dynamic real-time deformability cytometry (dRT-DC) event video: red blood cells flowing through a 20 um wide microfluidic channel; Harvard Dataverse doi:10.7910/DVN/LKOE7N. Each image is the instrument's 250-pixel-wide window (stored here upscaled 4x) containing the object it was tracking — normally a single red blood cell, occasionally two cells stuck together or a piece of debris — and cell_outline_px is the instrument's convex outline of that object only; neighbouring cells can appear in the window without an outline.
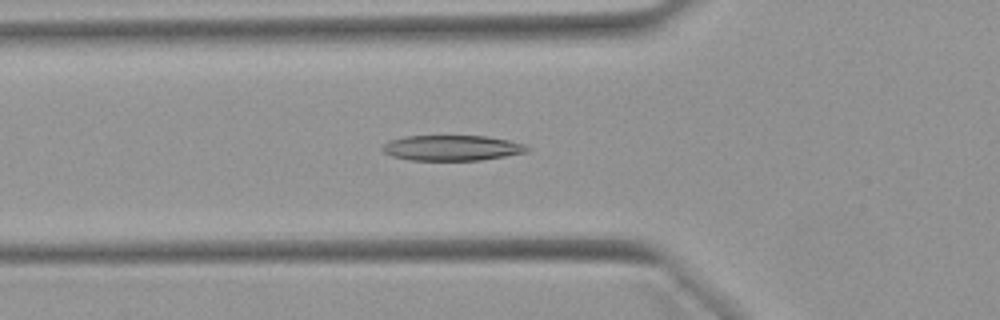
{"species": "Egyptian fruit bat (a non-hibernating species)", "species_latin": "Rousettus aegyptiacus", "temperature_condition": "warm", "stored_images_in_passage": 52, "camera_frame_rate_fps": 3000, "um_per_image_px": 0.085, "animal": {"sex": "female"}, "frame": {"image": 1, "passage_image": 18, "time_ms": 5.667, "image_size_px": [1000, 320], "cell_outline_px": [[532, 148], [528, 152], [480, 160], [408, 160], [392, 156], [384, 152], [380, 148], [388, 140], [404, 136], [484, 136], [508, 140], [524, 144]], "centroid_in_image_um": [38.4, 12.57], "position_along_channel_um": 87.4, "area_um2": 21.5}}
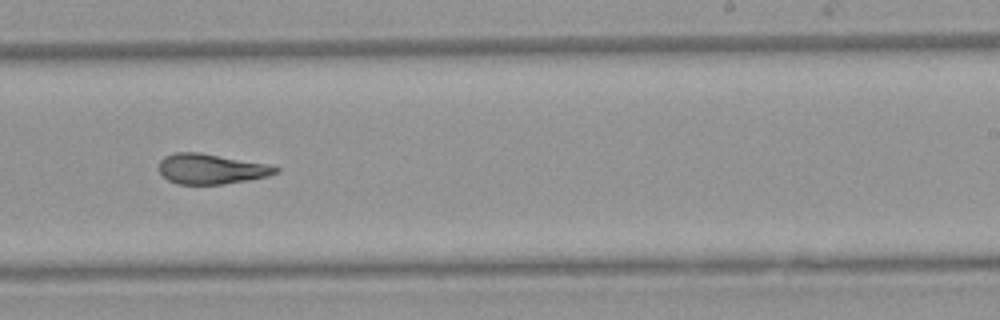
{"frame": {"image": 2, "passage_image": 32, "time_ms": 10.333, "image_size_px": [1000, 320], "cell_outline_px": [[280, 172], [268, 176], [248, 180], [224, 184], [176, 184], [168, 180], [160, 172], [160, 160], [164, 156], [176, 152], [200, 152], [264, 164], [280, 168]], "centroid_in_image_um": [17.93, 14.36], "position_along_channel_um": 271.1, "area_um2": 20.35}}
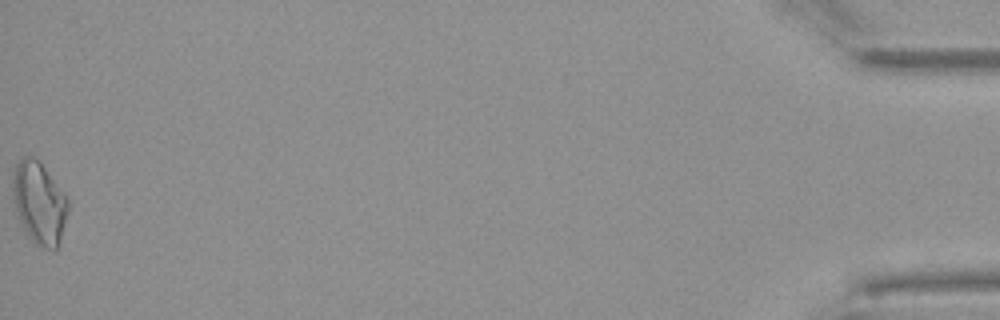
{"frame": {"image": 3, "passage_image": 52, "time_ms": 17.0, "image_size_px": [1000, 320], "cell_outline_px": [[68, 212], [60, 244], [56, 248], [44, 248], [36, 244], [28, 236], [20, 224], [12, 200], [12, 172], [16, 164], [24, 156], [32, 156], [40, 160], [68, 196]], "centroid_in_image_um": [3.33, 17.21], "position_along_channel_um": 431.9, "area_um2": 27.17}, "authors_computed_cell_mechanics": {"area_um2": 21.8484, "velocity_mm_per_s": 3.9409, "shape_relaxation_time_tau1_ms": null, "shape_relaxation_time_tau2_ms": 2.8425, "deformation_change_tau1": null, "deformation_change_tau2": 0.1238}}